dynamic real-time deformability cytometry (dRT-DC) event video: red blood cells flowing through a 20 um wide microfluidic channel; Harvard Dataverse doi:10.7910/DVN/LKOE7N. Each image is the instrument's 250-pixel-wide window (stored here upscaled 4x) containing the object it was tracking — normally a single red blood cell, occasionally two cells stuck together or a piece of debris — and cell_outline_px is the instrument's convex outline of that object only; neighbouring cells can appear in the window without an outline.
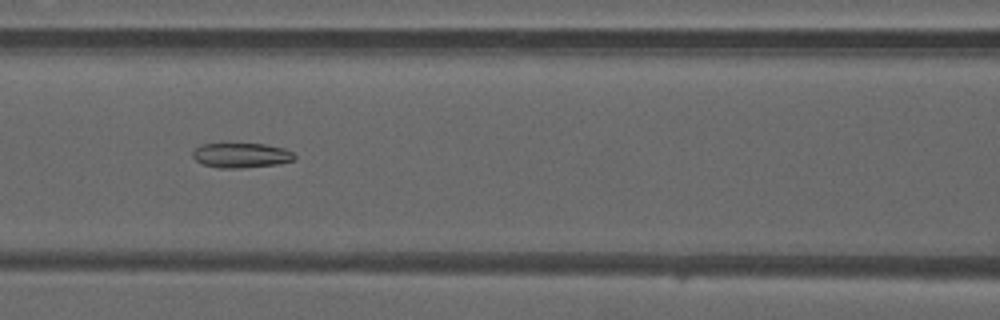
{"species": "common noctule bat (a hibernating species)", "species_latin": "Nyctalus noctula", "temperature_condition": "warm", "stored_images_in_passage": 41, "camera_frame_rate_fps": 3000, "um_per_image_px": 0.085, "animal": {"sex": "male", "forearm_length_mm": 52.5}, "frame": {"image": 1, "passage_image": 19, "time_ms": 6.0, "image_size_px": [1000, 320], "cell_outline_px": [[296, 156], [292, 160], [280, 164], [240, 168], [216, 168], [204, 164], [196, 160], [192, 156], [192, 152], [200, 144], [264, 144], [284, 148], [292, 152]], "centroid_in_image_um": [20.5, 13.21], "position_along_channel_um": 146.1, "area_um2": 14.68}}
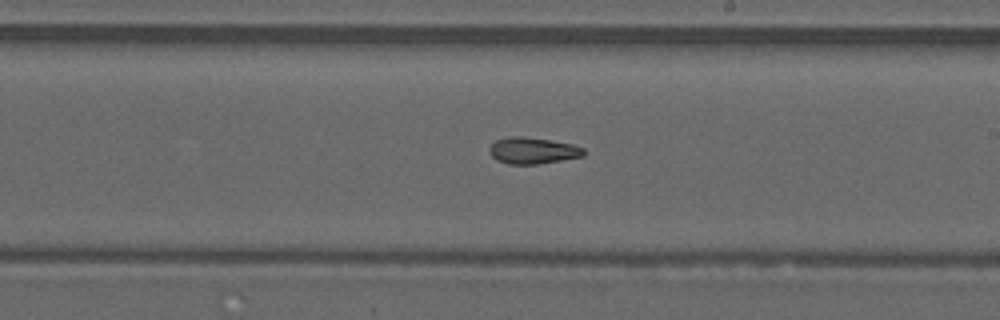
{"frame": {"image": 2, "passage_image": 26, "time_ms": 8.333, "image_size_px": [1000, 320], "cell_outline_px": [[584, 156], [536, 164], [508, 164], [496, 160], [488, 152], [488, 148], [496, 140], [512, 136], [524, 136], [572, 144], [584, 148]], "centroid_in_image_um": [45.25, 12.8], "position_along_channel_um": 243.8, "area_um2": 14.45}}
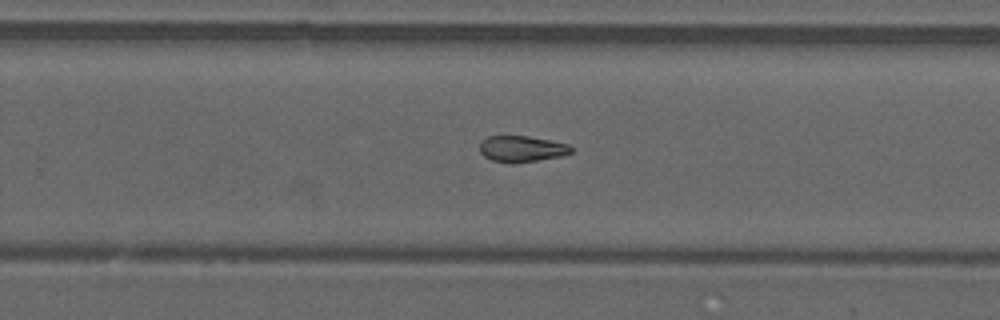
{"frame": {"image": 3, "passage_image": 29, "time_ms": 9.333, "image_size_px": [1000, 320], "cell_outline_px": [[572, 152], [564, 156], [512, 164], [492, 160], [484, 156], [480, 152], [480, 140], [488, 136], [528, 136], [552, 140], [568, 144], [572, 148]], "centroid_in_image_um": [44.35, 12.65], "position_along_channel_um": 285.4, "area_um2": 14.16}, "authors_computed_cell_mechanics": {"area_um2": 14.6812, "velocity_mm_per_s": 4.2013, "shape_relaxation_time_tau1_ms": null, "shape_relaxation_time_tau2_ms": 4.2591, "deformation_change_tau1": null, "deformation_change_tau2": 0.114}}